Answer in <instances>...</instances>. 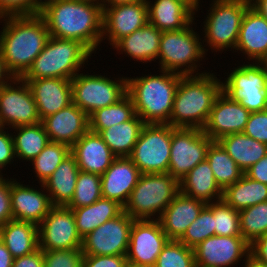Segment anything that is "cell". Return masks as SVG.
Instances as JSON below:
<instances>
[{
    "label": "cell",
    "instance_id": "57",
    "mask_svg": "<svg viewBox=\"0 0 267 267\" xmlns=\"http://www.w3.org/2000/svg\"><path fill=\"white\" fill-rule=\"evenodd\" d=\"M102 8L111 7L117 4L136 3L144 0H98Z\"/></svg>",
    "mask_w": 267,
    "mask_h": 267
},
{
    "label": "cell",
    "instance_id": "2",
    "mask_svg": "<svg viewBox=\"0 0 267 267\" xmlns=\"http://www.w3.org/2000/svg\"><path fill=\"white\" fill-rule=\"evenodd\" d=\"M0 31V54L6 70L13 78H21L42 52L49 31L44 19L38 15L7 16Z\"/></svg>",
    "mask_w": 267,
    "mask_h": 267
},
{
    "label": "cell",
    "instance_id": "49",
    "mask_svg": "<svg viewBox=\"0 0 267 267\" xmlns=\"http://www.w3.org/2000/svg\"><path fill=\"white\" fill-rule=\"evenodd\" d=\"M12 178L5 179L0 176V228L13 219L11 208V183Z\"/></svg>",
    "mask_w": 267,
    "mask_h": 267
},
{
    "label": "cell",
    "instance_id": "51",
    "mask_svg": "<svg viewBox=\"0 0 267 267\" xmlns=\"http://www.w3.org/2000/svg\"><path fill=\"white\" fill-rule=\"evenodd\" d=\"M12 267H44L43 250L38 248L28 255L14 258Z\"/></svg>",
    "mask_w": 267,
    "mask_h": 267
},
{
    "label": "cell",
    "instance_id": "33",
    "mask_svg": "<svg viewBox=\"0 0 267 267\" xmlns=\"http://www.w3.org/2000/svg\"><path fill=\"white\" fill-rule=\"evenodd\" d=\"M217 142L245 172L267 154V144L259 142L244 133L226 135Z\"/></svg>",
    "mask_w": 267,
    "mask_h": 267
},
{
    "label": "cell",
    "instance_id": "61",
    "mask_svg": "<svg viewBox=\"0 0 267 267\" xmlns=\"http://www.w3.org/2000/svg\"><path fill=\"white\" fill-rule=\"evenodd\" d=\"M261 63L263 64V67L265 68L267 74V56L261 61Z\"/></svg>",
    "mask_w": 267,
    "mask_h": 267
},
{
    "label": "cell",
    "instance_id": "53",
    "mask_svg": "<svg viewBox=\"0 0 267 267\" xmlns=\"http://www.w3.org/2000/svg\"><path fill=\"white\" fill-rule=\"evenodd\" d=\"M250 255L267 265V233L250 244Z\"/></svg>",
    "mask_w": 267,
    "mask_h": 267
},
{
    "label": "cell",
    "instance_id": "62",
    "mask_svg": "<svg viewBox=\"0 0 267 267\" xmlns=\"http://www.w3.org/2000/svg\"><path fill=\"white\" fill-rule=\"evenodd\" d=\"M249 6H252L257 0H245Z\"/></svg>",
    "mask_w": 267,
    "mask_h": 267
},
{
    "label": "cell",
    "instance_id": "32",
    "mask_svg": "<svg viewBox=\"0 0 267 267\" xmlns=\"http://www.w3.org/2000/svg\"><path fill=\"white\" fill-rule=\"evenodd\" d=\"M72 211L77 232L83 239L106 221L117 217L123 211V206L115 200L101 197L91 205L73 208Z\"/></svg>",
    "mask_w": 267,
    "mask_h": 267
},
{
    "label": "cell",
    "instance_id": "11",
    "mask_svg": "<svg viewBox=\"0 0 267 267\" xmlns=\"http://www.w3.org/2000/svg\"><path fill=\"white\" fill-rule=\"evenodd\" d=\"M222 90L250 112L267 110V74L261 62H248L232 70Z\"/></svg>",
    "mask_w": 267,
    "mask_h": 267
},
{
    "label": "cell",
    "instance_id": "43",
    "mask_svg": "<svg viewBox=\"0 0 267 267\" xmlns=\"http://www.w3.org/2000/svg\"><path fill=\"white\" fill-rule=\"evenodd\" d=\"M155 267H196L194 250L179 240H168L157 257Z\"/></svg>",
    "mask_w": 267,
    "mask_h": 267
},
{
    "label": "cell",
    "instance_id": "9",
    "mask_svg": "<svg viewBox=\"0 0 267 267\" xmlns=\"http://www.w3.org/2000/svg\"><path fill=\"white\" fill-rule=\"evenodd\" d=\"M170 124H145L129 158L142 174L168 173L172 131Z\"/></svg>",
    "mask_w": 267,
    "mask_h": 267
},
{
    "label": "cell",
    "instance_id": "20",
    "mask_svg": "<svg viewBox=\"0 0 267 267\" xmlns=\"http://www.w3.org/2000/svg\"><path fill=\"white\" fill-rule=\"evenodd\" d=\"M50 142L70 148L89 130V116L73 102L42 121Z\"/></svg>",
    "mask_w": 267,
    "mask_h": 267
},
{
    "label": "cell",
    "instance_id": "24",
    "mask_svg": "<svg viewBox=\"0 0 267 267\" xmlns=\"http://www.w3.org/2000/svg\"><path fill=\"white\" fill-rule=\"evenodd\" d=\"M80 171L102 175L116 156L98 133L88 130L71 147Z\"/></svg>",
    "mask_w": 267,
    "mask_h": 267
},
{
    "label": "cell",
    "instance_id": "48",
    "mask_svg": "<svg viewBox=\"0 0 267 267\" xmlns=\"http://www.w3.org/2000/svg\"><path fill=\"white\" fill-rule=\"evenodd\" d=\"M126 255H84L81 267H127Z\"/></svg>",
    "mask_w": 267,
    "mask_h": 267
},
{
    "label": "cell",
    "instance_id": "29",
    "mask_svg": "<svg viewBox=\"0 0 267 267\" xmlns=\"http://www.w3.org/2000/svg\"><path fill=\"white\" fill-rule=\"evenodd\" d=\"M179 192L206 204L223 197V191L217 185L207 160L198 163L179 181Z\"/></svg>",
    "mask_w": 267,
    "mask_h": 267
},
{
    "label": "cell",
    "instance_id": "37",
    "mask_svg": "<svg viewBox=\"0 0 267 267\" xmlns=\"http://www.w3.org/2000/svg\"><path fill=\"white\" fill-rule=\"evenodd\" d=\"M206 160L214 173L217 185L222 191L238 181L244 174L217 141H213L208 147Z\"/></svg>",
    "mask_w": 267,
    "mask_h": 267
},
{
    "label": "cell",
    "instance_id": "44",
    "mask_svg": "<svg viewBox=\"0 0 267 267\" xmlns=\"http://www.w3.org/2000/svg\"><path fill=\"white\" fill-rule=\"evenodd\" d=\"M215 235L242 236L239 211L229 206L223 199L213 202Z\"/></svg>",
    "mask_w": 267,
    "mask_h": 267
},
{
    "label": "cell",
    "instance_id": "3",
    "mask_svg": "<svg viewBox=\"0 0 267 267\" xmlns=\"http://www.w3.org/2000/svg\"><path fill=\"white\" fill-rule=\"evenodd\" d=\"M222 83L210 72L183 75L175 93L170 125L203 129L215 99L222 91Z\"/></svg>",
    "mask_w": 267,
    "mask_h": 267
},
{
    "label": "cell",
    "instance_id": "50",
    "mask_svg": "<svg viewBox=\"0 0 267 267\" xmlns=\"http://www.w3.org/2000/svg\"><path fill=\"white\" fill-rule=\"evenodd\" d=\"M4 129L7 128L0 127V176H3L1 175L3 168L16 158L12 134L10 135Z\"/></svg>",
    "mask_w": 267,
    "mask_h": 267
},
{
    "label": "cell",
    "instance_id": "59",
    "mask_svg": "<svg viewBox=\"0 0 267 267\" xmlns=\"http://www.w3.org/2000/svg\"><path fill=\"white\" fill-rule=\"evenodd\" d=\"M185 1H187L195 9V11L198 10L200 0H185Z\"/></svg>",
    "mask_w": 267,
    "mask_h": 267
},
{
    "label": "cell",
    "instance_id": "45",
    "mask_svg": "<svg viewBox=\"0 0 267 267\" xmlns=\"http://www.w3.org/2000/svg\"><path fill=\"white\" fill-rule=\"evenodd\" d=\"M81 248L43 251L44 267H81Z\"/></svg>",
    "mask_w": 267,
    "mask_h": 267
},
{
    "label": "cell",
    "instance_id": "5",
    "mask_svg": "<svg viewBox=\"0 0 267 267\" xmlns=\"http://www.w3.org/2000/svg\"><path fill=\"white\" fill-rule=\"evenodd\" d=\"M92 52L75 40L49 36L42 52L21 77L23 80L43 78L72 79L82 65L88 62Z\"/></svg>",
    "mask_w": 267,
    "mask_h": 267
},
{
    "label": "cell",
    "instance_id": "54",
    "mask_svg": "<svg viewBox=\"0 0 267 267\" xmlns=\"http://www.w3.org/2000/svg\"><path fill=\"white\" fill-rule=\"evenodd\" d=\"M14 258L0 239V267H12Z\"/></svg>",
    "mask_w": 267,
    "mask_h": 267
},
{
    "label": "cell",
    "instance_id": "4",
    "mask_svg": "<svg viewBox=\"0 0 267 267\" xmlns=\"http://www.w3.org/2000/svg\"><path fill=\"white\" fill-rule=\"evenodd\" d=\"M159 75L127 78V94L135 113L146 124H170L175 93L181 74L161 70Z\"/></svg>",
    "mask_w": 267,
    "mask_h": 267
},
{
    "label": "cell",
    "instance_id": "27",
    "mask_svg": "<svg viewBox=\"0 0 267 267\" xmlns=\"http://www.w3.org/2000/svg\"><path fill=\"white\" fill-rule=\"evenodd\" d=\"M148 23L158 30L176 31L194 21L195 9L185 0H146Z\"/></svg>",
    "mask_w": 267,
    "mask_h": 267
},
{
    "label": "cell",
    "instance_id": "10",
    "mask_svg": "<svg viewBox=\"0 0 267 267\" xmlns=\"http://www.w3.org/2000/svg\"><path fill=\"white\" fill-rule=\"evenodd\" d=\"M118 79L77 73L71 79L72 102L88 116L97 109L113 105L127 94V77Z\"/></svg>",
    "mask_w": 267,
    "mask_h": 267
},
{
    "label": "cell",
    "instance_id": "38",
    "mask_svg": "<svg viewBox=\"0 0 267 267\" xmlns=\"http://www.w3.org/2000/svg\"><path fill=\"white\" fill-rule=\"evenodd\" d=\"M135 114L132 98L126 94L117 103L93 112L89 116V130L99 134L104 129L130 120Z\"/></svg>",
    "mask_w": 267,
    "mask_h": 267
},
{
    "label": "cell",
    "instance_id": "12",
    "mask_svg": "<svg viewBox=\"0 0 267 267\" xmlns=\"http://www.w3.org/2000/svg\"><path fill=\"white\" fill-rule=\"evenodd\" d=\"M212 142L202 129L175 127L172 131L168 173L179 182L198 163L206 160Z\"/></svg>",
    "mask_w": 267,
    "mask_h": 267
},
{
    "label": "cell",
    "instance_id": "35",
    "mask_svg": "<svg viewBox=\"0 0 267 267\" xmlns=\"http://www.w3.org/2000/svg\"><path fill=\"white\" fill-rule=\"evenodd\" d=\"M222 199L235 210H242L267 201V185L245 174L223 191Z\"/></svg>",
    "mask_w": 267,
    "mask_h": 267
},
{
    "label": "cell",
    "instance_id": "26",
    "mask_svg": "<svg viewBox=\"0 0 267 267\" xmlns=\"http://www.w3.org/2000/svg\"><path fill=\"white\" fill-rule=\"evenodd\" d=\"M235 49L256 63L267 56V20L251 6L245 11Z\"/></svg>",
    "mask_w": 267,
    "mask_h": 267
},
{
    "label": "cell",
    "instance_id": "16",
    "mask_svg": "<svg viewBox=\"0 0 267 267\" xmlns=\"http://www.w3.org/2000/svg\"><path fill=\"white\" fill-rule=\"evenodd\" d=\"M193 250L196 267H233L250 255V244L242 236L213 235Z\"/></svg>",
    "mask_w": 267,
    "mask_h": 267
},
{
    "label": "cell",
    "instance_id": "18",
    "mask_svg": "<svg viewBox=\"0 0 267 267\" xmlns=\"http://www.w3.org/2000/svg\"><path fill=\"white\" fill-rule=\"evenodd\" d=\"M250 111L223 90L215 99L206 125L202 129L213 141L234 133H243Z\"/></svg>",
    "mask_w": 267,
    "mask_h": 267
},
{
    "label": "cell",
    "instance_id": "21",
    "mask_svg": "<svg viewBox=\"0 0 267 267\" xmlns=\"http://www.w3.org/2000/svg\"><path fill=\"white\" fill-rule=\"evenodd\" d=\"M38 191L29 185L18 183L12 179L11 183V208L14 220L31 222L37 226L43 221L53 207L49 194Z\"/></svg>",
    "mask_w": 267,
    "mask_h": 267
},
{
    "label": "cell",
    "instance_id": "7",
    "mask_svg": "<svg viewBox=\"0 0 267 267\" xmlns=\"http://www.w3.org/2000/svg\"><path fill=\"white\" fill-rule=\"evenodd\" d=\"M192 23L194 24L192 21L187 27L180 30L162 32L157 58L159 59L161 70L175 72L184 76L207 73L196 72V70H199L197 63L202 58H205L208 49L204 48L207 45L203 46L200 42L201 38L191 27L193 26Z\"/></svg>",
    "mask_w": 267,
    "mask_h": 267
},
{
    "label": "cell",
    "instance_id": "46",
    "mask_svg": "<svg viewBox=\"0 0 267 267\" xmlns=\"http://www.w3.org/2000/svg\"><path fill=\"white\" fill-rule=\"evenodd\" d=\"M42 0H0V20L7 16H32L40 14Z\"/></svg>",
    "mask_w": 267,
    "mask_h": 267
},
{
    "label": "cell",
    "instance_id": "28",
    "mask_svg": "<svg viewBox=\"0 0 267 267\" xmlns=\"http://www.w3.org/2000/svg\"><path fill=\"white\" fill-rule=\"evenodd\" d=\"M162 31L147 23L132 34L119 39L112 47L131 58L148 63L157 60Z\"/></svg>",
    "mask_w": 267,
    "mask_h": 267
},
{
    "label": "cell",
    "instance_id": "55",
    "mask_svg": "<svg viewBox=\"0 0 267 267\" xmlns=\"http://www.w3.org/2000/svg\"><path fill=\"white\" fill-rule=\"evenodd\" d=\"M12 78L13 76L6 70L4 61L0 54V87L7 84Z\"/></svg>",
    "mask_w": 267,
    "mask_h": 267
},
{
    "label": "cell",
    "instance_id": "6",
    "mask_svg": "<svg viewBox=\"0 0 267 267\" xmlns=\"http://www.w3.org/2000/svg\"><path fill=\"white\" fill-rule=\"evenodd\" d=\"M179 192V182L169 173L141 174L123 207L134 220H158ZM154 216V217H153Z\"/></svg>",
    "mask_w": 267,
    "mask_h": 267
},
{
    "label": "cell",
    "instance_id": "42",
    "mask_svg": "<svg viewBox=\"0 0 267 267\" xmlns=\"http://www.w3.org/2000/svg\"><path fill=\"white\" fill-rule=\"evenodd\" d=\"M213 235H215V227L212 202L202 209L199 216L190 224L179 241L187 247L194 248Z\"/></svg>",
    "mask_w": 267,
    "mask_h": 267
},
{
    "label": "cell",
    "instance_id": "8",
    "mask_svg": "<svg viewBox=\"0 0 267 267\" xmlns=\"http://www.w3.org/2000/svg\"><path fill=\"white\" fill-rule=\"evenodd\" d=\"M204 24V42L210 49H235L240 26L249 4L245 0H212Z\"/></svg>",
    "mask_w": 267,
    "mask_h": 267
},
{
    "label": "cell",
    "instance_id": "23",
    "mask_svg": "<svg viewBox=\"0 0 267 267\" xmlns=\"http://www.w3.org/2000/svg\"><path fill=\"white\" fill-rule=\"evenodd\" d=\"M24 81L32 91L41 121L72 103L70 79L43 78Z\"/></svg>",
    "mask_w": 267,
    "mask_h": 267
},
{
    "label": "cell",
    "instance_id": "30",
    "mask_svg": "<svg viewBox=\"0 0 267 267\" xmlns=\"http://www.w3.org/2000/svg\"><path fill=\"white\" fill-rule=\"evenodd\" d=\"M79 167L76 158L70 153L44 181L53 206H67L73 198Z\"/></svg>",
    "mask_w": 267,
    "mask_h": 267
},
{
    "label": "cell",
    "instance_id": "22",
    "mask_svg": "<svg viewBox=\"0 0 267 267\" xmlns=\"http://www.w3.org/2000/svg\"><path fill=\"white\" fill-rule=\"evenodd\" d=\"M141 174L129 157H116L101 175L102 197L124 207Z\"/></svg>",
    "mask_w": 267,
    "mask_h": 267
},
{
    "label": "cell",
    "instance_id": "34",
    "mask_svg": "<svg viewBox=\"0 0 267 267\" xmlns=\"http://www.w3.org/2000/svg\"><path fill=\"white\" fill-rule=\"evenodd\" d=\"M145 124L135 114L128 121L102 130L99 135L116 157H129Z\"/></svg>",
    "mask_w": 267,
    "mask_h": 267
},
{
    "label": "cell",
    "instance_id": "60",
    "mask_svg": "<svg viewBox=\"0 0 267 267\" xmlns=\"http://www.w3.org/2000/svg\"><path fill=\"white\" fill-rule=\"evenodd\" d=\"M127 267H155V265H138V264L128 263Z\"/></svg>",
    "mask_w": 267,
    "mask_h": 267
},
{
    "label": "cell",
    "instance_id": "14",
    "mask_svg": "<svg viewBox=\"0 0 267 267\" xmlns=\"http://www.w3.org/2000/svg\"><path fill=\"white\" fill-rule=\"evenodd\" d=\"M134 219L122 211L82 239L84 255H126Z\"/></svg>",
    "mask_w": 267,
    "mask_h": 267
},
{
    "label": "cell",
    "instance_id": "39",
    "mask_svg": "<svg viewBox=\"0 0 267 267\" xmlns=\"http://www.w3.org/2000/svg\"><path fill=\"white\" fill-rule=\"evenodd\" d=\"M240 232L252 244L267 233V201L239 211Z\"/></svg>",
    "mask_w": 267,
    "mask_h": 267
},
{
    "label": "cell",
    "instance_id": "56",
    "mask_svg": "<svg viewBox=\"0 0 267 267\" xmlns=\"http://www.w3.org/2000/svg\"><path fill=\"white\" fill-rule=\"evenodd\" d=\"M251 7L267 20V0H257Z\"/></svg>",
    "mask_w": 267,
    "mask_h": 267
},
{
    "label": "cell",
    "instance_id": "19",
    "mask_svg": "<svg viewBox=\"0 0 267 267\" xmlns=\"http://www.w3.org/2000/svg\"><path fill=\"white\" fill-rule=\"evenodd\" d=\"M103 9L102 38L110 45L132 34L148 23L146 0L136 3L117 4ZM107 36V37H105Z\"/></svg>",
    "mask_w": 267,
    "mask_h": 267
},
{
    "label": "cell",
    "instance_id": "41",
    "mask_svg": "<svg viewBox=\"0 0 267 267\" xmlns=\"http://www.w3.org/2000/svg\"><path fill=\"white\" fill-rule=\"evenodd\" d=\"M101 197V176L79 171L73 198L67 207L73 209L91 205Z\"/></svg>",
    "mask_w": 267,
    "mask_h": 267
},
{
    "label": "cell",
    "instance_id": "40",
    "mask_svg": "<svg viewBox=\"0 0 267 267\" xmlns=\"http://www.w3.org/2000/svg\"><path fill=\"white\" fill-rule=\"evenodd\" d=\"M71 153V148L62 143L49 142L31 161L41 184L49 178L60 163Z\"/></svg>",
    "mask_w": 267,
    "mask_h": 267
},
{
    "label": "cell",
    "instance_id": "17",
    "mask_svg": "<svg viewBox=\"0 0 267 267\" xmlns=\"http://www.w3.org/2000/svg\"><path fill=\"white\" fill-rule=\"evenodd\" d=\"M168 240L159 220H134L126 253L127 262L155 265Z\"/></svg>",
    "mask_w": 267,
    "mask_h": 267
},
{
    "label": "cell",
    "instance_id": "52",
    "mask_svg": "<svg viewBox=\"0 0 267 267\" xmlns=\"http://www.w3.org/2000/svg\"><path fill=\"white\" fill-rule=\"evenodd\" d=\"M244 174L252 180L267 185V154L257 163L248 168Z\"/></svg>",
    "mask_w": 267,
    "mask_h": 267
},
{
    "label": "cell",
    "instance_id": "1",
    "mask_svg": "<svg viewBox=\"0 0 267 267\" xmlns=\"http://www.w3.org/2000/svg\"><path fill=\"white\" fill-rule=\"evenodd\" d=\"M39 15L52 37L78 41L92 53L103 41V9L98 0H44Z\"/></svg>",
    "mask_w": 267,
    "mask_h": 267
},
{
    "label": "cell",
    "instance_id": "25",
    "mask_svg": "<svg viewBox=\"0 0 267 267\" xmlns=\"http://www.w3.org/2000/svg\"><path fill=\"white\" fill-rule=\"evenodd\" d=\"M207 204L181 192L165 208L158 219L169 240H179Z\"/></svg>",
    "mask_w": 267,
    "mask_h": 267
},
{
    "label": "cell",
    "instance_id": "31",
    "mask_svg": "<svg viewBox=\"0 0 267 267\" xmlns=\"http://www.w3.org/2000/svg\"><path fill=\"white\" fill-rule=\"evenodd\" d=\"M0 239L13 258L28 255L39 248L38 226L12 219L0 228Z\"/></svg>",
    "mask_w": 267,
    "mask_h": 267
},
{
    "label": "cell",
    "instance_id": "58",
    "mask_svg": "<svg viewBox=\"0 0 267 267\" xmlns=\"http://www.w3.org/2000/svg\"><path fill=\"white\" fill-rule=\"evenodd\" d=\"M245 266L244 267H267L266 264H263L259 261H257L255 258H253L251 255H249L245 260Z\"/></svg>",
    "mask_w": 267,
    "mask_h": 267
},
{
    "label": "cell",
    "instance_id": "36",
    "mask_svg": "<svg viewBox=\"0 0 267 267\" xmlns=\"http://www.w3.org/2000/svg\"><path fill=\"white\" fill-rule=\"evenodd\" d=\"M13 129L17 132L12 135L16 158L31 162L50 142L42 122Z\"/></svg>",
    "mask_w": 267,
    "mask_h": 267
},
{
    "label": "cell",
    "instance_id": "15",
    "mask_svg": "<svg viewBox=\"0 0 267 267\" xmlns=\"http://www.w3.org/2000/svg\"><path fill=\"white\" fill-rule=\"evenodd\" d=\"M39 248L43 251L82 248L72 209L53 206L38 225Z\"/></svg>",
    "mask_w": 267,
    "mask_h": 267
},
{
    "label": "cell",
    "instance_id": "13",
    "mask_svg": "<svg viewBox=\"0 0 267 267\" xmlns=\"http://www.w3.org/2000/svg\"><path fill=\"white\" fill-rule=\"evenodd\" d=\"M39 122L36 102L27 82L14 77L0 87V127L14 128Z\"/></svg>",
    "mask_w": 267,
    "mask_h": 267
},
{
    "label": "cell",
    "instance_id": "47",
    "mask_svg": "<svg viewBox=\"0 0 267 267\" xmlns=\"http://www.w3.org/2000/svg\"><path fill=\"white\" fill-rule=\"evenodd\" d=\"M243 133L267 144V110L251 112Z\"/></svg>",
    "mask_w": 267,
    "mask_h": 267
}]
</instances>
